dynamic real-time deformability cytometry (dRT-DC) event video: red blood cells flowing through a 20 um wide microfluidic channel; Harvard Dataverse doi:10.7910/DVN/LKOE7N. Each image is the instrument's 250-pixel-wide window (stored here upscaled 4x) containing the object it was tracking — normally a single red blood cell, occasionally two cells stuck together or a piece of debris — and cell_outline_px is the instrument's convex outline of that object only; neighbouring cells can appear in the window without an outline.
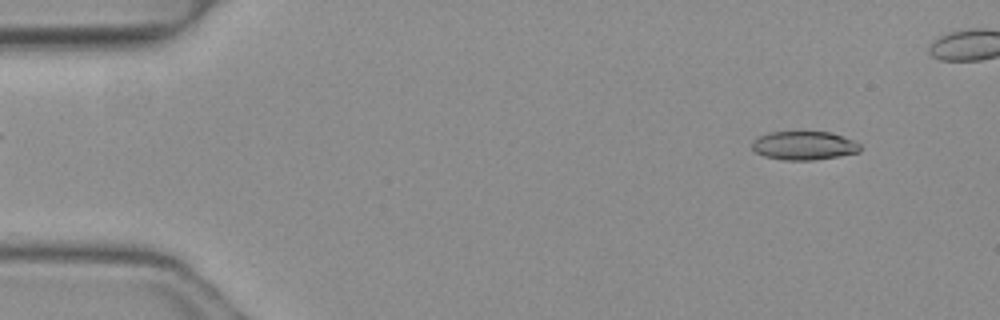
{"species": "common noctule bat (a hibernating species)", "species_latin": "Nyctalus noctula", "temperature_condition": "warm", "stored_images_in_passage": 3, "camera_frame_rate_fps": 3000, "um_per_image_px": 0.085, "animal": {"sex": "female", "body_mass_g": 19.3, "forearm_length_mm": 54.1}, "frame": {"image": 1, "passage_image": 1, "time_ms": 0.0, "image_size_px": [1000, 320], "cell_outline_px": [[860, 152], [812, 160], [784, 160], [764, 156], [756, 152], [752, 148], [752, 140], [756, 136], [768, 132], [832, 132], [852, 140], [860, 144]], "centroid_in_image_um": [68.29, 12.36], "position_along_channel_um": 16.7, "area_um2": 18.03}}
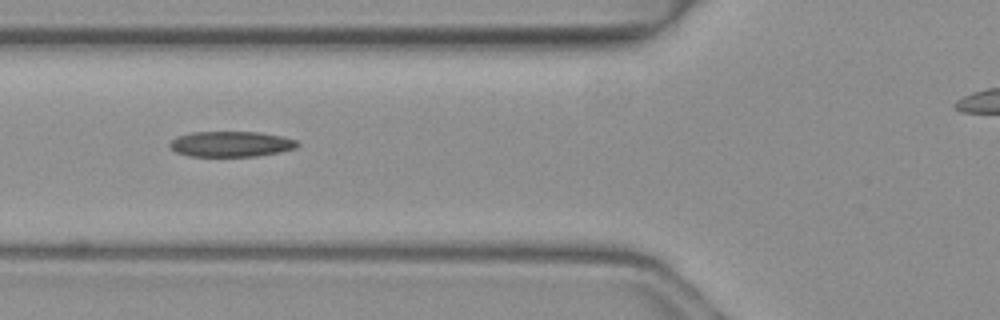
{"frame": {"image": 2, "passage_image": 3, "time_ms": 0.667, "image_size_px": [1000, 320], "cell_outline_px": [[300, 144], [296, 148], [280, 152], [256, 156], [188, 156], [176, 152], [168, 144], [176, 136], [192, 132], [260, 132], [280, 136], [296, 140]], "centroid_in_image_um": [19.63, 12.24], "position_along_channel_um": 106.2, "area_um2": 18.96}}